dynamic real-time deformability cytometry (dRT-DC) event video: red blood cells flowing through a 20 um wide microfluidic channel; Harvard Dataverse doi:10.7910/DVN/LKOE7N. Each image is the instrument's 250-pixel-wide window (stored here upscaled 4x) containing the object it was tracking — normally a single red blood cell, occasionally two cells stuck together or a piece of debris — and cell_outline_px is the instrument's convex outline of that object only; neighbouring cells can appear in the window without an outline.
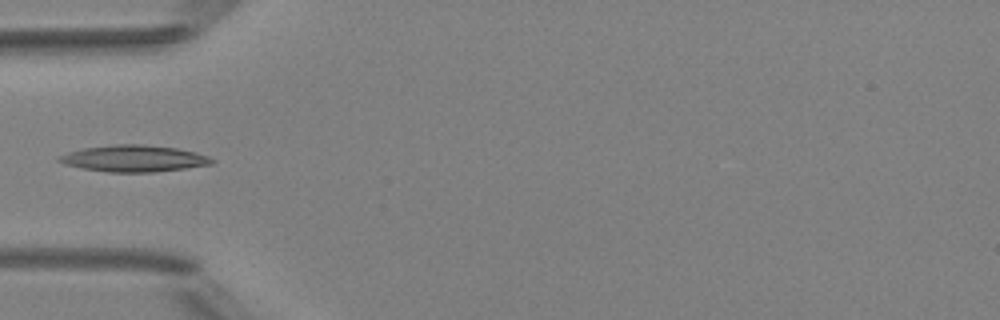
{"species": "Egyptian fruit bat (a non-hibernating species)", "species_latin": "Rousettus aegyptiacus", "temperature_condition": "room temperature", "stored_images_in_passage": 5, "camera_frame_rate_fps": 3000, "um_per_image_px": 0.085, "animal": {"sex": "female"}, "frame": {"image": 1, "passage_image": 4, "time_ms": 3.667, "image_size_px": [1000, 320], "cell_outline_px": [[216, 160], [212, 164], [184, 168], [152, 172], [108, 172], [80, 168], [64, 164], [56, 160], [56, 156], [68, 152], [84, 148], [116, 144], [140, 144], [176, 148], [196, 152], [208, 156]], "centroid_in_image_um": [11.34, 13.47], "position_along_channel_um": 73.7, "area_um2": 23.64}}
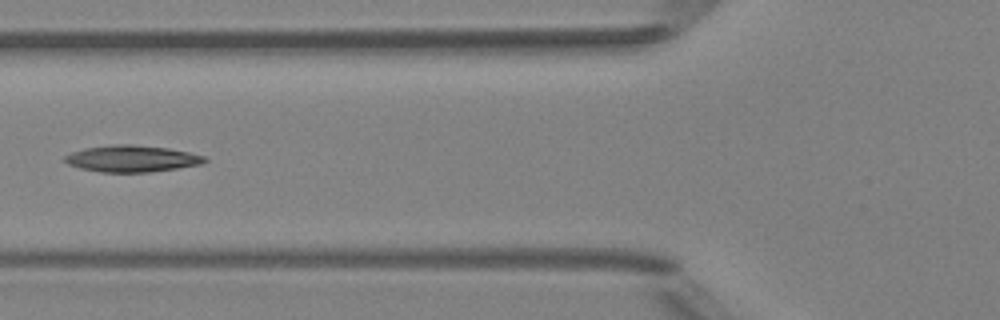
{"frame": {"image": 2, "passage_image": 5, "time_ms": 4.667, "image_size_px": [1000, 320], "cell_outline_px": [[208, 160], [200, 164], [176, 168], [148, 172], [100, 172], [80, 168], [68, 164], [64, 160], [64, 156], [72, 152], [84, 148], [112, 144], [132, 144], [168, 148], [188, 152], [204, 156]], "centroid_in_image_um": [11.17, 13.48], "position_along_channel_um": 114.6, "area_um2": 21.56}}